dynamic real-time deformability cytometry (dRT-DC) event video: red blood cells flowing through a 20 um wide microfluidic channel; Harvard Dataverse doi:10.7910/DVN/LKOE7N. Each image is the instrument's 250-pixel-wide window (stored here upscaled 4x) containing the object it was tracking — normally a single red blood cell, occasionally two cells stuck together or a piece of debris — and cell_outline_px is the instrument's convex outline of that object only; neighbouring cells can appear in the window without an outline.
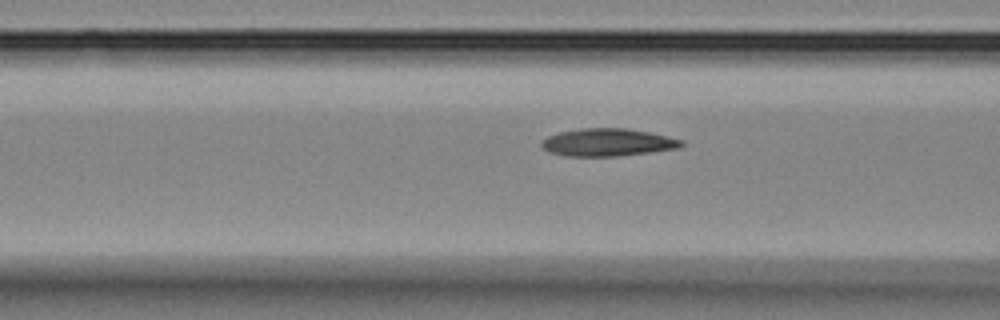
{"species": "Egyptian fruit bat (a non-hibernating species)", "species_latin": "Rousettus aegyptiacus", "temperature_condition": "room temperature", "stored_images_in_passage": 6, "segment_of_instrument_passage": [2, 2], "camera_frame_rate_fps": 3000, "um_per_image_px": 0.085, "animal": {"sex": "female"}, "frame": {"image": 1, "passage_image": 6, "time_ms": 6.667, "image_size_px": [1000, 320], "cell_outline_px": [[684, 144], [676, 148], [652, 152], [616, 156], [564, 156], [548, 152], [540, 144], [540, 140], [548, 136], [560, 132], [580, 128], [628, 128], [668, 136], [684, 140]], "centroid_in_image_um": [51.62, 12.1], "position_along_channel_um": 115.0, "area_um2": 22.6}}